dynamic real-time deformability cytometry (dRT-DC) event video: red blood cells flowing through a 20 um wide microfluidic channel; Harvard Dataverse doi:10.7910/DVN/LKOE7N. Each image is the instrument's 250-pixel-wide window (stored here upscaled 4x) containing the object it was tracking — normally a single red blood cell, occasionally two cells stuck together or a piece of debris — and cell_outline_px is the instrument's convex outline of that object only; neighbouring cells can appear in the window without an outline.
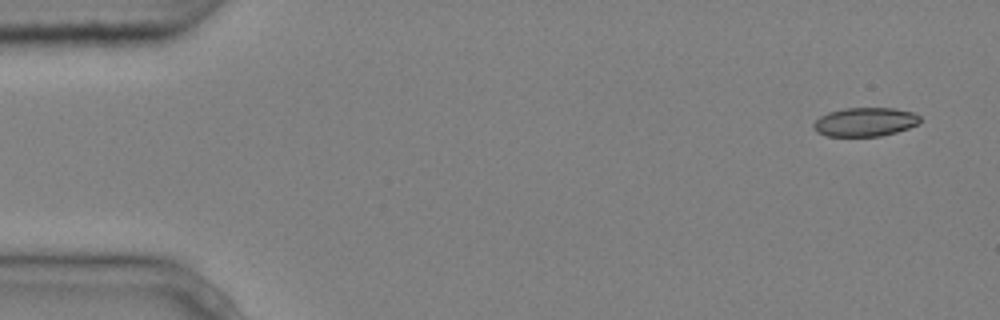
{"species": "common noctule bat (a hibernating species)", "species_latin": "Nyctalus noctula", "temperature_condition": "cold", "stored_images_in_passage": 5, "camera_frame_rate_fps": 3000, "um_per_image_px": 0.085, "animal": {"sex": "male", "body_mass_g": 20.4}, "frame": {"image": 1, "passage_image": 1, "time_ms": 0.0, "image_size_px": [1000, 320], "cell_outline_px": [[920, 120], [916, 124], [908, 128], [896, 132], [880, 136], [824, 136], [816, 132], [812, 124], [820, 116], [828, 112], [844, 108], [896, 108], [912, 112], [920, 116]], "centroid_in_image_um": [73.49, 10.36], "position_along_channel_um": 11.5, "area_um2": 17.92}}
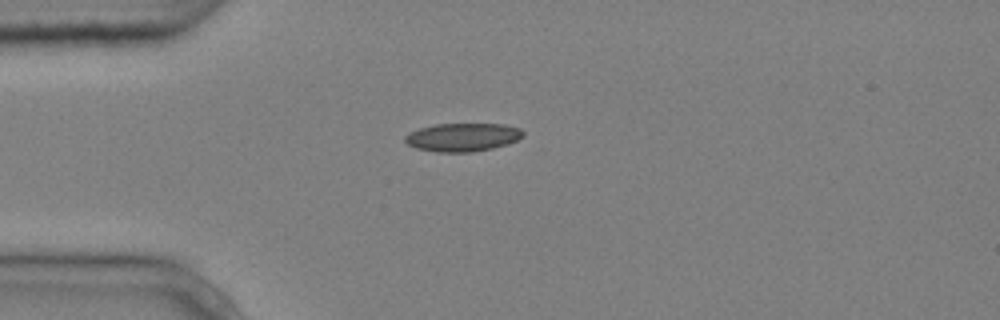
{"frame": {"image": 2, "passage_image": 4, "time_ms": 1.0, "image_size_px": [1000, 320], "cell_outline_px": [[524, 136], [508, 144], [492, 148], [472, 152], [436, 152], [416, 148], [408, 144], [404, 140], [404, 136], [420, 128], [436, 124], [504, 124], [520, 128], [524, 132]], "centroid_in_image_um": [39.34, 11.66], "position_along_channel_um": 45.7, "area_um2": 19.42}}